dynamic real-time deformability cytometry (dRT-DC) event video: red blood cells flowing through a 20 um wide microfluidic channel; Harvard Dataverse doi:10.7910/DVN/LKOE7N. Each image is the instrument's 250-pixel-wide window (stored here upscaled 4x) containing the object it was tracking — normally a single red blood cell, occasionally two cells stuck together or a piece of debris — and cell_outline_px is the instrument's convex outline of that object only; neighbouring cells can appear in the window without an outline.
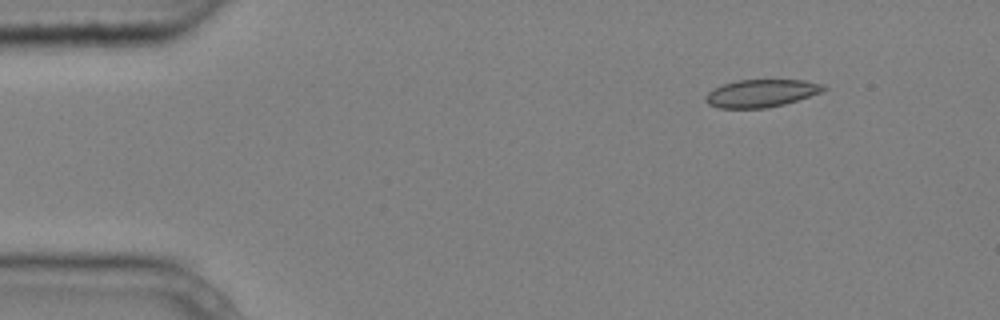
{"species": "common noctule bat (a hibernating species)", "species_latin": "Nyctalus noctula", "temperature_condition": "cold", "stored_images_in_passage": 6, "camera_frame_rate_fps": 3000, "um_per_image_px": 0.085, "animal": {"sex": "male", "body_mass_g": 20.4}, "frame": {"image": 1, "passage_image": 2, "time_ms": 0.333, "image_size_px": [1000, 320], "cell_outline_px": [[828, 88], [820, 92], [784, 104], [768, 108], [720, 108], [708, 104], [704, 100], [704, 96], [708, 92], [724, 84], [736, 80], [804, 80], [820, 84]], "centroid_in_image_um": [64.66, 7.93], "position_along_channel_um": 20.3, "area_um2": 18.79}}
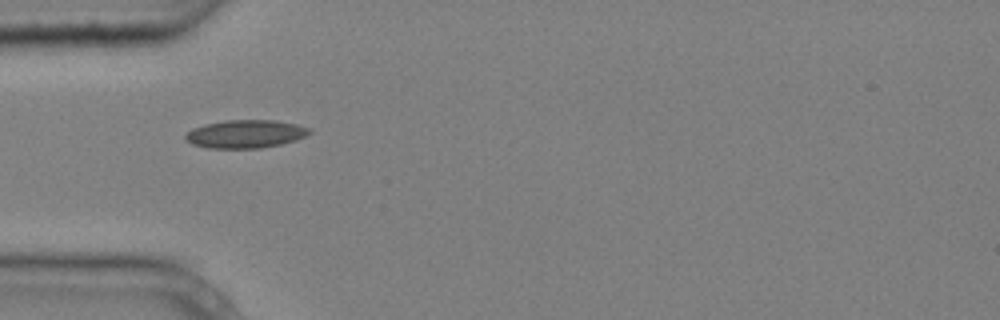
{"frame": {"image": 2, "passage_image": 5, "time_ms": 1.333, "image_size_px": [1000, 320], "cell_outline_px": [[312, 132], [296, 140], [280, 144], [260, 148], [208, 148], [192, 144], [184, 140], [184, 136], [192, 128], [204, 124], [224, 120], [276, 120], [296, 124], [312, 128]], "centroid_in_image_um": [20.85, 11.38], "position_along_channel_um": 64.1, "area_um2": 20.46}}
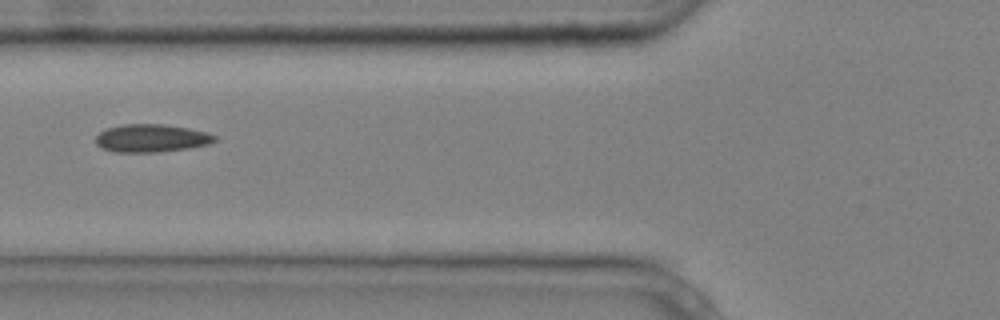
{"frame": {"image": 3, "passage_image": 6, "time_ms": 1.667, "image_size_px": [1000, 320], "cell_outline_px": [[216, 140], [208, 144], [188, 148], [160, 152], [112, 152], [96, 144], [96, 136], [104, 128], [124, 124], [164, 124], [188, 128], [208, 132], [216, 136]], "centroid_in_image_um": [12.85, 11.74], "position_along_channel_um": 112.9, "area_um2": 19.42}}